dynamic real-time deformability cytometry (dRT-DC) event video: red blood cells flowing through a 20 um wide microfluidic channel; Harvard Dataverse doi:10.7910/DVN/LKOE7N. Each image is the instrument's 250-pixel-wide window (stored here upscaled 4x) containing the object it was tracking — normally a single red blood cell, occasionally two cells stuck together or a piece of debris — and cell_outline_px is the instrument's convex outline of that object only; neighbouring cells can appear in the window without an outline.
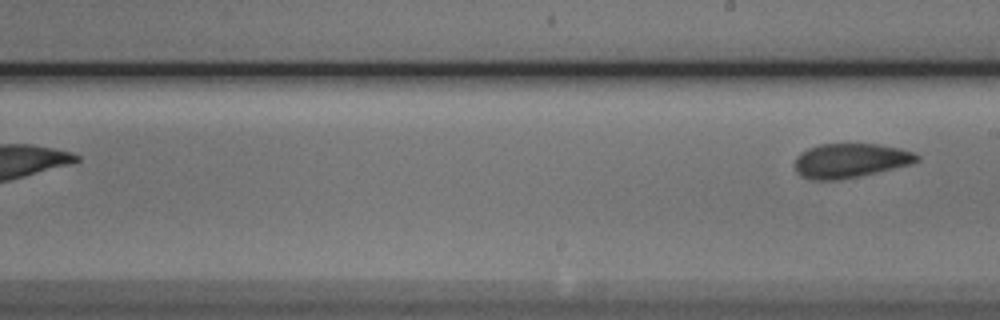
{"species": "Egyptian fruit bat (a non-hibernating species)", "species_latin": "Rousettus aegyptiacus", "temperature_condition": "cold", "stored_images_in_passage": 7, "segment_of_instrument_passage": [2, 2], "camera_frame_rate_fps": 3000, "um_per_image_px": 0.085, "animal": {"sex": "male"}, "frame": {"image": 1, "passage_image": 7, "time_ms": 2.0, "image_size_px": [1000, 320], "cell_outline_px": [[920, 160], [912, 164], [860, 176], [840, 180], [812, 180], [800, 176], [796, 172], [796, 156], [800, 152], [808, 148], [820, 144], [876, 144], [900, 148], [916, 152], [920, 156]], "centroid_in_image_um": [72.3, 13.65], "position_along_channel_um": 216.7, "area_um2": 24.68}}